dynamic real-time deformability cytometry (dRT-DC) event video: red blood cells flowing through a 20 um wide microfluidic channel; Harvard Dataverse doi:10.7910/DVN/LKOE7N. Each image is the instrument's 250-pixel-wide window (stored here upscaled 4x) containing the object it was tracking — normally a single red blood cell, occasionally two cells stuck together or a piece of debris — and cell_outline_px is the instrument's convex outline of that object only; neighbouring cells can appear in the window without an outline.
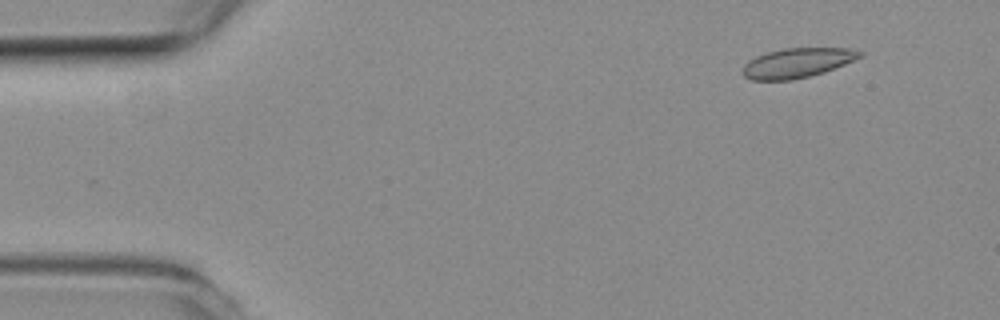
{"species": "common noctule bat (a hibernating species)", "species_latin": "Nyctalus noctula", "temperature_condition": "room temperature", "stored_images_in_passage": 50, "camera_frame_rate_fps": 3000, "um_per_image_px": 0.085, "animal": {"sex": "female", "body_mass_g": 19.3, "forearm_length_mm": 54.1}, "frame": {"image": 1, "passage_image": 1, "time_ms": 0.0, "image_size_px": [1000, 320], "cell_outline_px": [[864, 52], [860, 56], [844, 64], [824, 72], [792, 80], [752, 80], [744, 76], [740, 72], [744, 64], [748, 60], [756, 56], [768, 52], [784, 48], [848, 48]], "centroid_in_image_um": [67.7, 5.35], "position_along_channel_um": 17.3, "area_um2": 20.11}}
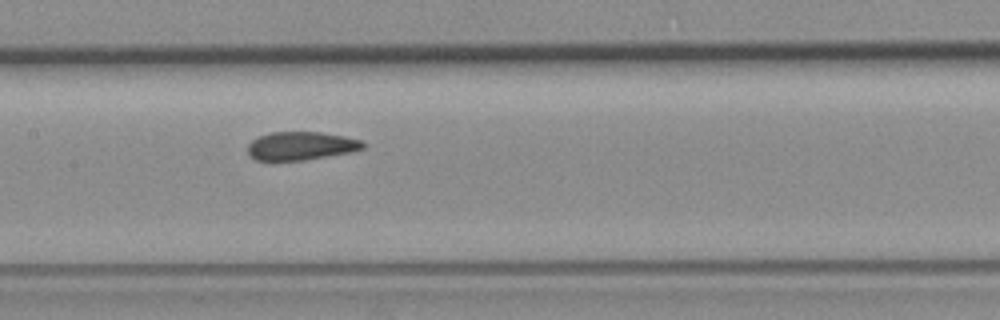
{"frame": {"image": 2, "passage_image": 22, "time_ms": 7.0, "image_size_px": [1000, 320], "cell_outline_px": [[368, 144], [364, 148], [352, 152], [304, 160], [256, 160], [248, 152], [248, 144], [256, 136], [272, 132], [320, 132], [344, 136], [364, 140]], "centroid_in_image_um": [25.63, 12.39], "position_along_channel_um": 181.8, "area_um2": 19.19}}
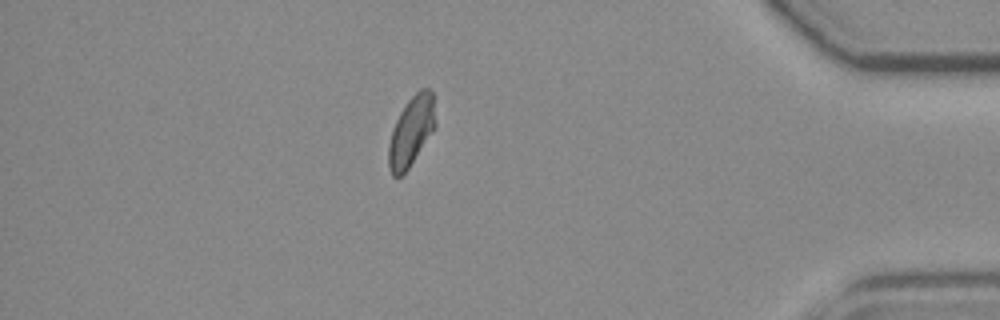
{"frame": {"image": 3, "passage_image": 43, "time_ms": 14.0, "image_size_px": [1000, 320], "cell_outline_px": [[436, 124], [408, 168], [400, 176], [392, 176], [388, 164], [388, 144], [392, 128], [400, 112], [408, 100], [420, 88], [428, 88], [432, 92]], "centroid_in_image_um": [34.93, 11.13], "position_along_channel_um": 400.3, "area_um2": 18.61}, "authors_computed_cell_mechanics": {"area_um2": 19.8254, "velocity_mm_per_s": 3.7502, "shape_relaxation_time_tau1_ms": null, "shape_relaxation_time_tau2_ms": 1.1624, "deformation_change_tau1": null, "deformation_change_tau2": 0.0493}}